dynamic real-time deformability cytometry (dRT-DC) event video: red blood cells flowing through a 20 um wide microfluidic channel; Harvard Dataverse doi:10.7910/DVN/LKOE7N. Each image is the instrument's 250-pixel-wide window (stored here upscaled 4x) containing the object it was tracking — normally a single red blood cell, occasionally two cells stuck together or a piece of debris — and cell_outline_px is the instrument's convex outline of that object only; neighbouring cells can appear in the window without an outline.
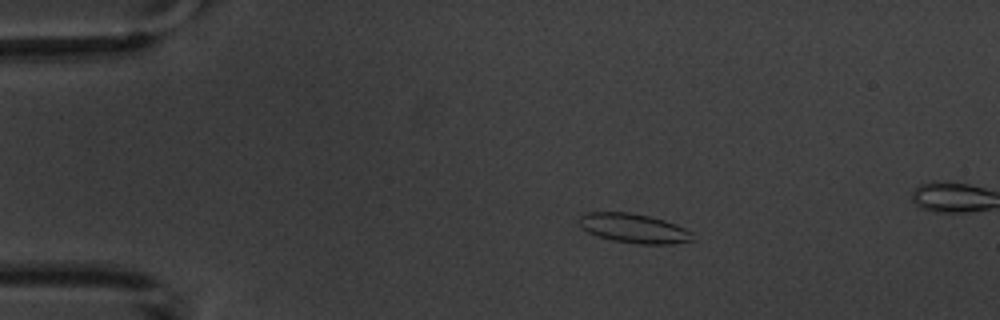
{"species": "common noctule bat (a hibernating species)", "species_latin": "Nyctalus noctula", "temperature_condition": "warm", "stored_images_in_passage": 5, "segment_of_instrument_passage": [1, 2], "camera_frame_rate_fps": 3000, "um_per_image_px": 0.085, "animal": {"sex": "male", "body_mass_g": 20.1, "forearm_length_mm": 53.5}, "frame": {"image": 1, "passage_image": 3, "time_ms": 3.333, "image_size_px": [1000, 320], "cell_outline_px": [[696, 240], [672, 244], [640, 244], [612, 240], [596, 236], [580, 228], [576, 220], [580, 216], [588, 212], [628, 212], [648, 216], [664, 220], [676, 224], [692, 232]], "centroid_in_image_um": [53.85, 19.41], "position_along_channel_um": 31.1, "area_um2": 19.65}}